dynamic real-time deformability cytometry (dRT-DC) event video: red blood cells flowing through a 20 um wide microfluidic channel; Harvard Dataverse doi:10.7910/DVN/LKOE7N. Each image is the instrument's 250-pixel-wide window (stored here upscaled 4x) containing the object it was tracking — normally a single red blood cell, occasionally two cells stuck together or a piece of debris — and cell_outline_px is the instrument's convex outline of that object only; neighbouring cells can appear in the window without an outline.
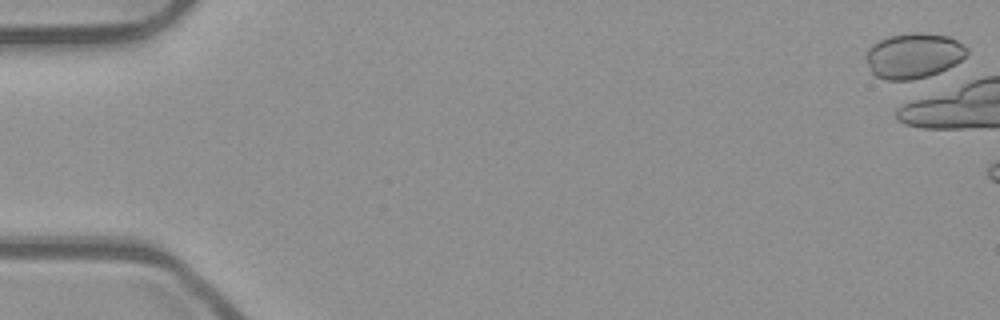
{"species": "common noctule bat (a hibernating species)", "species_latin": "Nyctalus noctula", "temperature_condition": "room temperature", "stored_images_in_passage": 3, "camera_frame_rate_fps": 3000, "um_per_image_px": 0.085, "animal": {"sex": "male", "body_mass_g": 23.1, "forearm_length_mm": 52.7}, "frame": {"image": 1, "passage_image": 1, "time_ms": 0.0, "image_size_px": [1000, 320], "cell_outline_px": [[968, 52], [956, 64], [940, 72], [928, 76], [912, 80], [888, 80], [876, 76], [872, 72], [864, 56], [864, 52], [872, 44], [888, 36], [908, 32], [924, 32], [948, 36], [964, 44], [968, 48]], "centroid_in_image_um": [77.64, 4.71], "position_along_channel_um": 7.4, "area_um2": 26.93}}